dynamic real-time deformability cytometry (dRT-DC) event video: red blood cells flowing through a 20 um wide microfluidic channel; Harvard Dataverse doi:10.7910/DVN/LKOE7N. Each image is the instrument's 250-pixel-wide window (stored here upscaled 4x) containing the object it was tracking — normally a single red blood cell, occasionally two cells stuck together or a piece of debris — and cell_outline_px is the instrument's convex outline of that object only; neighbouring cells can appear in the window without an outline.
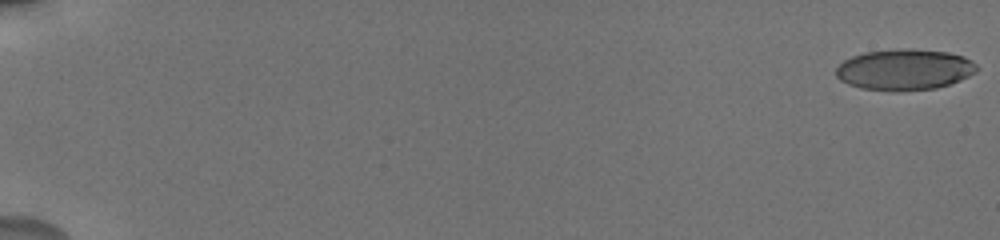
{"species": "human", "species_latin": "Homo sapiens", "temperature_condition": "cold", "stored_images_in_passage": 54, "camera_frame_rate_fps": 3000, "um_per_image_px": 0.085, "donor": {"sex": "male"}, "frame": {"image": 1, "passage_image": 1, "time_ms": 0.0, "image_size_px": [1000, 240], "cell_outline_px": [[980, 68], [976, 72], [960, 80], [936, 88], [900, 92], [892, 92], [860, 88], [848, 84], [840, 80], [836, 76], [836, 68], [844, 60], [852, 56], [864, 52], [948, 52], [964, 56], [972, 60]], "centroid_in_image_um": [76.88, 5.99], "position_along_channel_um": 8.1, "area_um2": 32.77}}
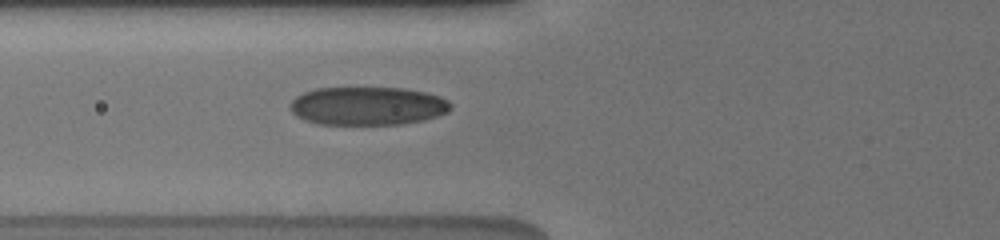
{"frame": {"image": 2, "passage_image": 17, "time_ms": 7.667, "image_size_px": [1000, 240], "cell_outline_px": [[452, 108], [448, 112], [424, 120], [400, 124], [320, 124], [296, 116], [292, 112], [292, 100], [296, 96], [304, 92], [316, 88], [404, 88], [428, 92], [440, 96], [448, 100], [452, 104]], "centroid_in_image_um": [31.31, 9.0], "position_along_channel_um": 94.5, "area_um2": 35.84}}
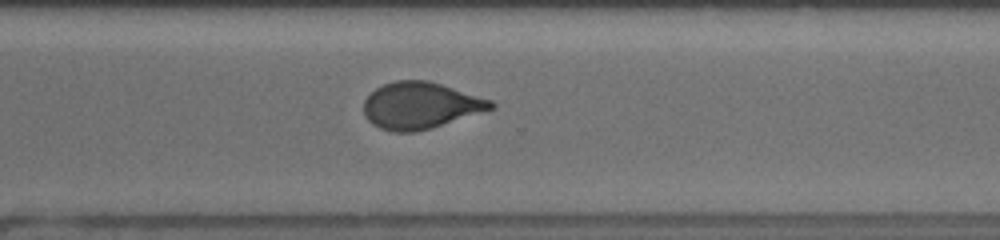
{"frame": {"image": 3, "passage_image": 38, "time_ms": 14.0, "image_size_px": [1000, 240], "cell_outline_px": [[496, 108], [428, 128], [412, 132], [392, 132], [380, 128], [372, 124], [364, 116], [364, 100], [376, 88], [384, 84], [396, 80], [428, 80], [492, 100], [496, 104]], "centroid_in_image_um": [35.72, 8.96], "position_along_channel_um": 334.9, "area_um2": 34.28}, "authors_computed_cell_mechanics": {"area_um2": 34.9401, "velocity_mm_per_s": 3.7942, "shape_relaxation_time_tau1_ms": 6.4698, "shape_relaxation_time_tau2_ms": 1.1603, "deformation_change_tau1": 0.189, "deformation_change_tau2": 0.0737}}